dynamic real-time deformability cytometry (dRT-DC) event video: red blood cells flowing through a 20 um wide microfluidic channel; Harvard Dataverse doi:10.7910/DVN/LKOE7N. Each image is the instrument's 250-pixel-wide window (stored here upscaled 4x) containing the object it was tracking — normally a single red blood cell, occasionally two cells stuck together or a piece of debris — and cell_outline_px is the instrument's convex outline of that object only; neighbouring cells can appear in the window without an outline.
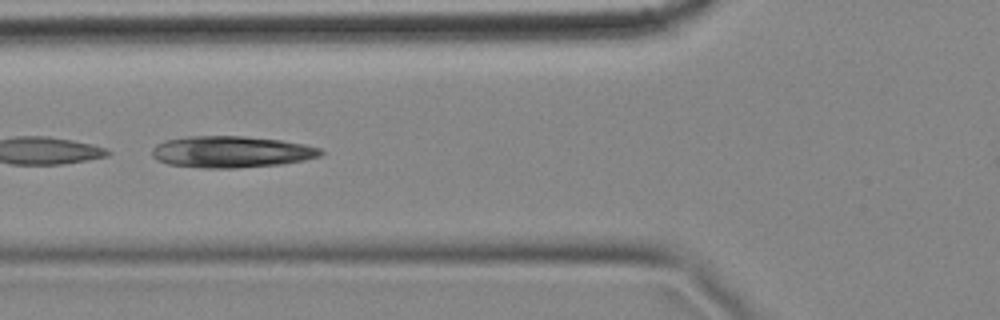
{"species": "common noctule bat (a hibernating species)", "species_latin": "Nyctalus noctula", "temperature_condition": "cold", "stored_images_in_passage": 9, "camera_frame_rate_fps": 3000, "um_per_image_px": 0.085, "animal": {"sex": "female", "body_mass_g": 18.4}, "frame": {"image": 1, "passage_image": 6, "time_ms": 1.667, "image_size_px": [1000, 320], "cell_outline_px": [[324, 152], [320, 156], [304, 160], [280, 164], [236, 168], [200, 168], [168, 164], [156, 160], [152, 156], [152, 148], [156, 144], [164, 140], [188, 136], [244, 136], [280, 140], [304, 144], [320, 148]], "centroid_in_image_um": [19.62, 12.9], "position_along_channel_um": 106.2, "area_um2": 31.15}}
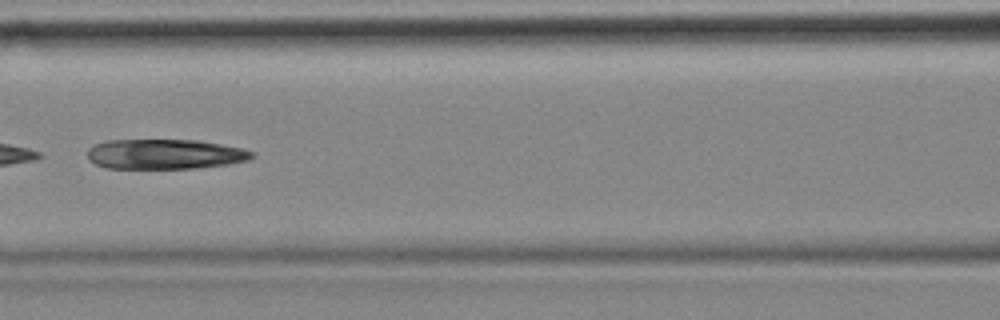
{"frame": {"image": 2, "passage_image": 7, "time_ms": 2.0, "image_size_px": [1000, 320], "cell_outline_px": [[256, 156], [248, 160], [228, 164], [196, 168], [108, 168], [96, 164], [88, 160], [88, 148], [92, 144], [108, 140], [196, 140], [220, 144], [240, 148], [256, 152]], "centroid_in_image_um": [14.01, 13.1], "position_along_channel_um": 152.6, "area_um2": 28.78}}
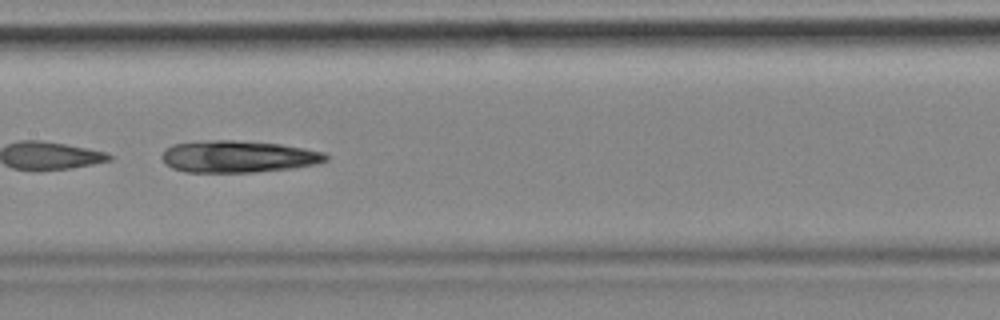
{"frame": {"image": 3, "passage_image": 8, "time_ms": 2.333, "image_size_px": [1000, 320], "cell_outline_px": [[328, 160], [316, 164], [292, 168], [252, 172], [184, 172], [172, 168], [160, 156], [164, 148], [172, 144], [212, 140], [232, 140], [280, 144], [304, 148], [324, 152], [328, 156]], "centroid_in_image_um": [20.23, 13.31], "position_along_channel_um": 187.2, "area_um2": 30.46}}